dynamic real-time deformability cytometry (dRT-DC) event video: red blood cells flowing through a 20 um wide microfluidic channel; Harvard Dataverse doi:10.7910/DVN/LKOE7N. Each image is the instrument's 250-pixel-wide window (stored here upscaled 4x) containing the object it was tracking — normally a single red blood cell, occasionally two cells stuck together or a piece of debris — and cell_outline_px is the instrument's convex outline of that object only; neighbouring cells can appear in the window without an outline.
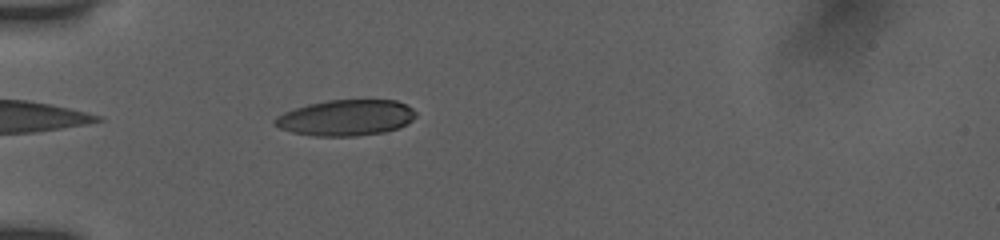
{"species": "human", "species_latin": "Homo sapiens", "temperature_condition": "room temperature", "stored_images_in_passage": 37, "camera_frame_rate_fps": 3000, "um_per_image_px": 0.085, "donor": {"sex": "female"}, "frame": {"image": 1, "passage_image": 1, "time_ms": 0.0, "image_size_px": [1000, 240], "cell_outline_px": [[416, 116], [412, 120], [396, 128], [384, 132], [356, 136], [316, 136], [292, 132], [280, 128], [272, 124], [272, 120], [276, 116], [284, 112], [308, 104], [328, 100], [396, 100], [412, 108], [416, 112]], "centroid_in_image_um": [29.37, 10.01], "position_along_channel_um": 55.6, "area_um2": 29.42}}
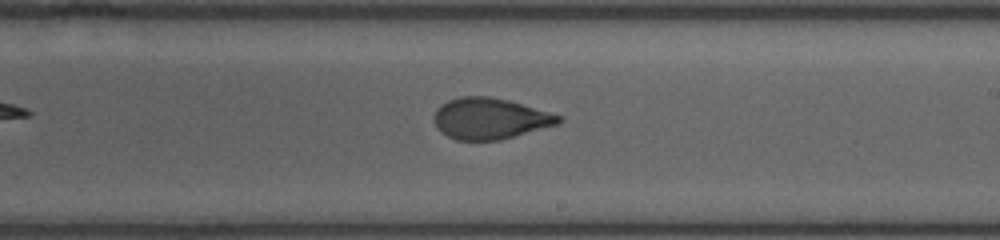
{"frame": {"image": 2, "passage_image": 17, "time_ms": 5.333, "image_size_px": [1000, 240], "cell_outline_px": [[564, 120], [560, 124], [500, 140], [456, 140], [440, 132], [436, 128], [432, 120], [432, 116], [436, 108], [440, 104], [448, 100], [460, 96], [488, 96], [508, 100], [564, 116]], "centroid_in_image_um": [41.63, 10.07], "position_along_channel_um": 247.4, "area_um2": 30.35}}
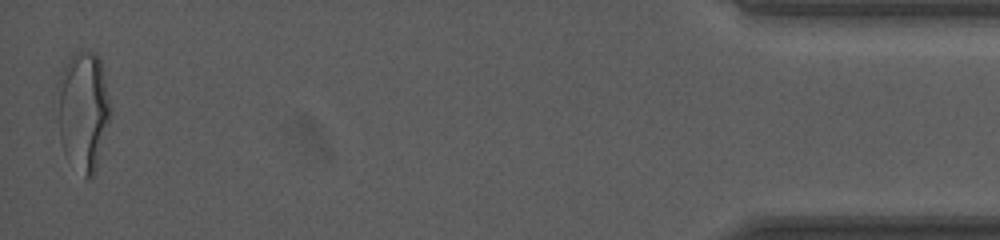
{"frame": {"image": 3, "passage_image": 37, "time_ms": 12.0, "image_size_px": [1000, 240], "cell_outline_px": [[112, 112], [96, 168], [92, 176], [88, 180], [84, 176], [64, 152], [60, 140], [52, 104], [56, 84], [68, 56], [76, 52], [96, 52], [100, 60]], "centroid_in_image_um": [6.99, 9.37], "position_along_channel_um": 428.2, "area_um2": 37.92}, "authors_computed_cell_mechanics": {"area_um2": 30.9808, "velocity_mm_per_s": 3.8956, "shape_relaxation_time_tau1_ms": 5.9359, "shape_relaxation_time_tau2_ms": 1.1635, "deformation_change_tau1": 0.1801, "deformation_change_tau2": 0.0696}}